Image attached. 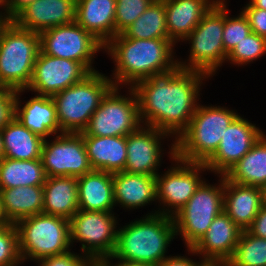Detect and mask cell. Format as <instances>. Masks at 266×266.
<instances>
[{
  "label": "cell",
  "instance_id": "4",
  "mask_svg": "<svg viewBox=\"0 0 266 266\" xmlns=\"http://www.w3.org/2000/svg\"><path fill=\"white\" fill-rule=\"evenodd\" d=\"M238 116L226 107L199 104L188 127L174 141L175 156L205 164L215 154L227 127Z\"/></svg>",
  "mask_w": 266,
  "mask_h": 266
},
{
  "label": "cell",
  "instance_id": "19",
  "mask_svg": "<svg viewBox=\"0 0 266 266\" xmlns=\"http://www.w3.org/2000/svg\"><path fill=\"white\" fill-rule=\"evenodd\" d=\"M76 0H35L12 21L20 28L41 32L75 22Z\"/></svg>",
  "mask_w": 266,
  "mask_h": 266
},
{
  "label": "cell",
  "instance_id": "10",
  "mask_svg": "<svg viewBox=\"0 0 266 266\" xmlns=\"http://www.w3.org/2000/svg\"><path fill=\"white\" fill-rule=\"evenodd\" d=\"M120 88L113 86L107 92L81 135L126 137L142 125L134 90L127 88L130 96L126 97L118 92Z\"/></svg>",
  "mask_w": 266,
  "mask_h": 266
},
{
  "label": "cell",
  "instance_id": "38",
  "mask_svg": "<svg viewBox=\"0 0 266 266\" xmlns=\"http://www.w3.org/2000/svg\"><path fill=\"white\" fill-rule=\"evenodd\" d=\"M37 263L39 266H94V263L83 254L77 255L71 251L44 258Z\"/></svg>",
  "mask_w": 266,
  "mask_h": 266
},
{
  "label": "cell",
  "instance_id": "44",
  "mask_svg": "<svg viewBox=\"0 0 266 266\" xmlns=\"http://www.w3.org/2000/svg\"><path fill=\"white\" fill-rule=\"evenodd\" d=\"M94 266H152V265L139 263V262H130L127 260H118L117 263L111 264L110 260L101 259L94 262Z\"/></svg>",
  "mask_w": 266,
  "mask_h": 266
},
{
  "label": "cell",
  "instance_id": "5",
  "mask_svg": "<svg viewBox=\"0 0 266 266\" xmlns=\"http://www.w3.org/2000/svg\"><path fill=\"white\" fill-rule=\"evenodd\" d=\"M40 51V36L18 27L12 20L0 22V88L26 89Z\"/></svg>",
  "mask_w": 266,
  "mask_h": 266
},
{
  "label": "cell",
  "instance_id": "24",
  "mask_svg": "<svg viewBox=\"0 0 266 266\" xmlns=\"http://www.w3.org/2000/svg\"><path fill=\"white\" fill-rule=\"evenodd\" d=\"M115 204L134 210L157 200L155 176L118 172L113 174Z\"/></svg>",
  "mask_w": 266,
  "mask_h": 266
},
{
  "label": "cell",
  "instance_id": "13",
  "mask_svg": "<svg viewBox=\"0 0 266 266\" xmlns=\"http://www.w3.org/2000/svg\"><path fill=\"white\" fill-rule=\"evenodd\" d=\"M40 50L49 56L74 60L82 63L90 72H95V54L104 45L76 21L52 27L39 34Z\"/></svg>",
  "mask_w": 266,
  "mask_h": 266
},
{
  "label": "cell",
  "instance_id": "12",
  "mask_svg": "<svg viewBox=\"0 0 266 266\" xmlns=\"http://www.w3.org/2000/svg\"><path fill=\"white\" fill-rule=\"evenodd\" d=\"M171 145L168 154L176 165L161 174L162 176L159 173L155 176L157 201L160 206L163 205V209L155 210V213L173 217L186 205L204 181L200 172L206 171V169L208 171V168L204 163H193L179 159L175 156V142Z\"/></svg>",
  "mask_w": 266,
  "mask_h": 266
},
{
  "label": "cell",
  "instance_id": "40",
  "mask_svg": "<svg viewBox=\"0 0 266 266\" xmlns=\"http://www.w3.org/2000/svg\"><path fill=\"white\" fill-rule=\"evenodd\" d=\"M243 8L252 32L266 38V10L253 7L250 3Z\"/></svg>",
  "mask_w": 266,
  "mask_h": 266
},
{
  "label": "cell",
  "instance_id": "43",
  "mask_svg": "<svg viewBox=\"0 0 266 266\" xmlns=\"http://www.w3.org/2000/svg\"><path fill=\"white\" fill-rule=\"evenodd\" d=\"M206 263L203 259L196 262L187 256H167L158 266H203Z\"/></svg>",
  "mask_w": 266,
  "mask_h": 266
},
{
  "label": "cell",
  "instance_id": "29",
  "mask_svg": "<svg viewBox=\"0 0 266 266\" xmlns=\"http://www.w3.org/2000/svg\"><path fill=\"white\" fill-rule=\"evenodd\" d=\"M4 158L13 160L41 159L44 139L23 126L15 117L2 129Z\"/></svg>",
  "mask_w": 266,
  "mask_h": 266
},
{
  "label": "cell",
  "instance_id": "37",
  "mask_svg": "<svg viewBox=\"0 0 266 266\" xmlns=\"http://www.w3.org/2000/svg\"><path fill=\"white\" fill-rule=\"evenodd\" d=\"M21 261L15 225H0V266H18Z\"/></svg>",
  "mask_w": 266,
  "mask_h": 266
},
{
  "label": "cell",
  "instance_id": "25",
  "mask_svg": "<svg viewBox=\"0 0 266 266\" xmlns=\"http://www.w3.org/2000/svg\"><path fill=\"white\" fill-rule=\"evenodd\" d=\"M93 170L118 173L125 169L127 150L124 136L82 135Z\"/></svg>",
  "mask_w": 266,
  "mask_h": 266
},
{
  "label": "cell",
  "instance_id": "46",
  "mask_svg": "<svg viewBox=\"0 0 266 266\" xmlns=\"http://www.w3.org/2000/svg\"><path fill=\"white\" fill-rule=\"evenodd\" d=\"M10 224L5 215H4V212H3V209H2V202H1V196H0V225H8Z\"/></svg>",
  "mask_w": 266,
  "mask_h": 266
},
{
  "label": "cell",
  "instance_id": "16",
  "mask_svg": "<svg viewBox=\"0 0 266 266\" xmlns=\"http://www.w3.org/2000/svg\"><path fill=\"white\" fill-rule=\"evenodd\" d=\"M263 134L259 127L239 115L225 130L215 154L205 163L208 171L218 177L225 175Z\"/></svg>",
  "mask_w": 266,
  "mask_h": 266
},
{
  "label": "cell",
  "instance_id": "30",
  "mask_svg": "<svg viewBox=\"0 0 266 266\" xmlns=\"http://www.w3.org/2000/svg\"><path fill=\"white\" fill-rule=\"evenodd\" d=\"M240 185H266V135L263 134L252 148L224 175Z\"/></svg>",
  "mask_w": 266,
  "mask_h": 266
},
{
  "label": "cell",
  "instance_id": "20",
  "mask_svg": "<svg viewBox=\"0 0 266 266\" xmlns=\"http://www.w3.org/2000/svg\"><path fill=\"white\" fill-rule=\"evenodd\" d=\"M21 92H25V89L17 90L14 117L44 140L53 134H62L58 124L56 105L52 97L35 94V97L25 102L21 108V100H19Z\"/></svg>",
  "mask_w": 266,
  "mask_h": 266
},
{
  "label": "cell",
  "instance_id": "14",
  "mask_svg": "<svg viewBox=\"0 0 266 266\" xmlns=\"http://www.w3.org/2000/svg\"><path fill=\"white\" fill-rule=\"evenodd\" d=\"M44 140L41 161L47 177H80L91 172L83 136L80 133H62Z\"/></svg>",
  "mask_w": 266,
  "mask_h": 266
},
{
  "label": "cell",
  "instance_id": "8",
  "mask_svg": "<svg viewBox=\"0 0 266 266\" xmlns=\"http://www.w3.org/2000/svg\"><path fill=\"white\" fill-rule=\"evenodd\" d=\"M225 21V0H219L201 19L200 23L184 40L189 42L188 62L178 60V68L194 70L214 76L227 55L223 46V29Z\"/></svg>",
  "mask_w": 266,
  "mask_h": 266
},
{
  "label": "cell",
  "instance_id": "26",
  "mask_svg": "<svg viewBox=\"0 0 266 266\" xmlns=\"http://www.w3.org/2000/svg\"><path fill=\"white\" fill-rule=\"evenodd\" d=\"M80 210L113 212V174L92 170L77 178Z\"/></svg>",
  "mask_w": 266,
  "mask_h": 266
},
{
  "label": "cell",
  "instance_id": "7",
  "mask_svg": "<svg viewBox=\"0 0 266 266\" xmlns=\"http://www.w3.org/2000/svg\"><path fill=\"white\" fill-rule=\"evenodd\" d=\"M18 249L22 263L36 262L64 254L71 248L70 220L60 216L36 214L17 221Z\"/></svg>",
  "mask_w": 266,
  "mask_h": 266
},
{
  "label": "cell",
  "instance_id": "36",
  "mask_svg": "<svg viewBox=\"0 0 266 266\" xmlns=\"http://www.w3.org/2000/svg\"><path fill=\"white\" fill-rule=\"evenodd\" d=\"M153 0H116L115 36L122 34L148 8Z\"/></svg>",
  "mask_w": 266,
  "mask_h": 266
},
{
  "label": "cell",
  "instance_id": "50",
  "mask_svg": "<svg viewBox=\"0 0 266 266\" xmlns=\"http://www.w3.org/2000/svg\"><path fill=\"white\" fill-rule=\"evenodd\" d=\"M3 1H4V0H0V6H1V8H2Z\"/></svg>",
  "mask_w": 266,
  "mask_h": 266
},
{
  "label": "cell",
  "instance_id": "15",
  "mask_svg": "<svg viewBox=\"0 0 266 266\" xmlns=\"http://www.w3.org/2000/svg\"><path fill=\"white\" fill-rule=\"evenodd\" d=\"M90 73L80 62L49 56L40 50L31 81L25 90L52 97L82 81Z\"/></svg>",
  "mask_w": 266,
  "mask_h": 266
},
{
  "label": "cell",
  "instance_id": "17",
  "mask_svg": "<svg viewBox=\"0 0 266 266\" xmlns=\"http://www.w3.org/2000/svg\"><path fill=\"white\" fill-rule=\"evenodd\" d=\"M168 136L171 138L168 133L146 125L127 135L124 172L156 176L162 160L161 140Z\"/></svg>",
  "mask_w": 266,
  "mask_h": 266
},
{
  "label": "cell",
  "instance_id": "41",
  "mask_svg": "<svg viewBox=\"0 0 266 266\" xmlns=\"http://www.w3.org/2000/svg\"><path fill=\"white\" fill-rule=\"evenodd\" d=\"M35 0H4L2 8L4 12L0 11L2 20H12L23 8Z\"/></svg>",
  "mask_w": 266,
  "mask_h": 266
},
{
  "label": "cell",
  "instance_id": "35",
  "mask_svg": "<svg viewBox=\"0 0 266 266\" xmlns=\"http://www.w3.org/2000/svg\"><path fill=\"white\" fill-rule=\"evenodd\" d=\"M225 1V21L223 29V46L225 54L228 55L232 49L245 37L252 33L248 18L241 11L237 17L228 16Z\"/></svg>",
  "mask_w": 266,
  "mask_h": 266
},
{
  "label": "cell",
  "instance_id": "1",
  "mask_svg": "<svg viewBox=\"0 0 266 266\" xmlns=\"http://www.w3.org/2000/svg\"><path fill=\"white\" fill-rule=\"evenodd\" d=\"M206 78L205 73L177 68L136 83L132 89L142 125L164 131L176 140L198 108L200 87Z\"/></svg>",
  "mask_w": 266,
  "mask_h": 266
},
{
  "label": "cell",
  "instance_id": "23",
  "mask_svg": "<svg viewBox=\"0 0 266 266\" xmlns=\"http://www.w3.org/2000/svg\"><path fill=\"white\" fill-rule=\"evenodd\" d=\"M116 0H76L75 21L104 46L115 36Z\"/></svg>",
  "mask_w": 266,
  "mask_h": 266
},
{
  "label": "cell",
  "instance_id": "22",
  "mask_svg": "<svg viewBox=\"0 0 266 266\" xmlns=\"http://www.w3.org/2000/svg\"><path fill=\"white\" fill-rule=\"evenodd\" d=\"M261 208V187L240 185L224 176L223 211L242 231L251 225Z\"/></svg>",
  "mask_w": 266,
  "mask_h": 266
},
{
  "label": "cell",
  "instance_id": "18",
  "mask_svg": "<svg viewBox=\"0 0 266 266\" xmlns=\"http://www.w3.org/2000/svg\"><path fill=\"white\" fill-rule=\"evenodd\" d=\"M242 230L223 211L209 226L207 232L192 247L191 254L198 255L206 262L226 263L234 253Z\"/></svg>",
  "mask_w": 266,
  "mask_h": 266
},
{
  "label": "cell",
  "instance_id": "32",
  "mask_svg": "<svg viewBox=\"0 0 266 266\" xmlns=\"http://www.w3.org/2000/svg\"><path fill=\"white\" fill-rule=\"evenodd\" d=\"M122 34L128 39L169 38L164 0H153Z\"/></svg>",
  "mask_w": 266,
  "mask_h": 266
},
{
  "label": "cell",
  "instance_id": "31",
  "mask_svg": "<svg viewBox=\"0 0 266 266\" xmlns=\"http://www.w3.org/2000/svg\"><path fill=\"white\" fill-rule=\"evenodd\" d=\"M47 175L41 159L0 161V190L18 186H43Z\"/></svg>",
  "mask_w": 266,
  "mask_h": 266
},
{
  "label": "cell",
  "instance_id": "27",
  "mask_svg": "<svg viewBox=\"0 0 266 266\" xmlns=\"http://www.w3.org/2000/svg\"><path fill=\"white\" fill-rule=\"evenodd\" d=\"M79 210L76 177H47L43 185L42 213L70 220Z\"/></svg>",
  "mask_w": 266,
  "mask_h": 266
},
{
  "label": "cell",
  "instance_id": "9",
  "mask_svg": "<svg viewBox=\"0 0 266 266\" xmlns=\"http://www.w3.org/2000/svg\"><path fill=\"white\" fill-rule=\"evenodd\" d=\"M220 178L218 186L204 180L186 205L173 216L176 235L182 236L187 248H192L215 217L223 212L224 175Z\"/></svg>",
  "mask_w": 266,
  "mask_h": 266
},
{
  "label": "cell",
  "instance_id": "28",
  "mask_svg": "<svg viewBox=\"0 0 266 266\" xmlns=\"http://www.w3.org/2000/svg\"><path fill=\"white\" fill-rule=\"evenodd\" d=\"M0 196L4 215L10 224L42 213L43 186H18L1 189Z\"/></svg>",
  "mask_w": 266,
  "mask_h": 266
},
{
  "label": "cell",
  "instance_id": "49",
  "mask_svg": "<svg viewBox=\"0 0 266 266\" xmlns=\"http://www.w3.org/2000/svg\"><path fill=\"white\" fill-rule=\"evenodd\" d=\"M203 266H227L224 262H206Z\"/></svg>",
  "mask_w": 266,
  "mask_h": 266
},
{
  "label": "cell",
  "instance_id": "39",
  "mask_svg": "<svg viewBox=\"0 0 266 266\" xmlns=\"http://www.w3.org/2000/svg\"><path fill=\"white\" fill-rule=\"evenodd\" d=\"M17 90L0 88V130L15 116Z\"/></svg>",
  "mask_w": 266,
  "mask_h": 266
},
{
  "label": "cell",
  "instance_id": "45",
  "mask_svg": "<svg viewBox=\"0 0 266 266\" xmlns=\"http://www.w3.org/2000/svg\"><path fill=\"white\" fill-rule=\"evenodd\" d=\"M249 3L253 7L266 10V0H250Z\"/></svg>",
  "mask_w": 266,
  "mask_h": 266
},
{
  "label": "cell",
  "instance_id": "42",
  "mask_svg": "<svg viewBox=\"0 0 266 266\" xmlns=\"http://www.w3.org/2000/svg\"><path fill=\"white\" fill-rule=\"evenodd\" d=\"M246 231L254 236L266 239V208H261Z\"/></svg>",
  "mask_w": 266,
  "mask_h": 266
},
{
  "label": "cell",
  "instance_id": "11",
  "mask_svg": "<svg viewBox=\"0 0 266 266\" xmlns=\"http://www.w3.org/2000/svg\"><path fill=\"white\" fill-rule=\"evenodd\" d=\"M112 212L78 210L70 219V242L81 243L93 263L111 257L117 244V218ZM76 240V241H75Z\"/></svg>",
  "mask_w": 266,
  "mask_h": 266
},
{
  "label": "cell",
  "instance_id": "2",
  "mask_svg": "<svg viewBox=\"0 0 266 266\" xmlns=\"http://www.w3.org/2000/svg\"><path fill=\"white\" fill-rule=\"evenodd\" d=\"M175 44L169 38L128 39L123 34L114 36L104 50L115 64L111 80L114 86L133 87L149 77L175 71L178 61L174 58Z\"/></svg>",
  "mask_w": 266,
  "mask_h": 266
},
{
  "label": "cell",
  "instance_id": "33",
  "mask_svg": "<svg viewBox=\"0 0 266 266\" xmlns=\"http://www.w3.org/2000/svg\"><path fill=\"white\" fill-rule=\"evenodd\" d=\"M227 266H266V239L243 230Z\"/></svg>",
  "mask_w": 266,
  "mask_h": 266
},
{
  "label": "cell",
  "instance_id": "21",
  "mask_svg": "<svg viewBox=\"0 0 266 266\" xmlns=\"http://www.w3.org/2000/svg\"><path fill=\"white\" fill-rule=\"evenodd\" d=\"M219 0H164L169 39L182 42Z\"/></svg>",
  "mask_w": 266,
  "mask_h": 266
},
{
  "label": "cell",
  "instance_id": "6",
  "mask_svg": "<svg viewBox=\"0 0 266 266\" xmlns=\"http://www.w3.org/2000/svg\"><path fill=\"white\" fill-rule=\"evenodd\" d=\"M114 86L110 77L91 72L82 81L52 96L62 133H81Z\"/></svg>",
  "mask_w": 266,
  "mask_h": 266
},
{
  "label": "cell",
  "instance_id": "34",
  "mask_svg": "<svg viewBox=\"0 0 266 266\" xmlns=\"http://www.w3.org/2000/svg\"><path fill=\"white\" fill-rule=\"evenodd\" d=\"M266 54V38L252 32L232 49L226 61L230 64L244 65Z\"/></svg>",
  "mask_w": 266,
  "mask_h": 266
},
{
  "label": "cell",
  "instance_id": "3",
  "mask_svg": "<svg viewBox=\"0 0 266 266\" xmlns=\"http://www.w3.org/2000/svg\"><path fill=\"white\" fill-rule=\"evenodd\" d=\"M175 236L173 217L148 213L142 219L118 228L115 251L107 259L158 266L167 257V247Z\"/></svg>",
  "mask_w": 266,
  "mask_h": 266
},
{
  "label": "cell",
  "instance_id": "48",
  "mask_svg": "<svg viewBox=\"0 0 266 266\" xmlns=\"http://www.w3.org/2000/svg\"><path fill=\"white\" fill-rule=\"evenodd\" d=\"M5 157L3 136L0 130V161Z\"/></svg>",
  "mask_w": 266,
  "mask_h": 266
},
{
  "label": "cell",
  "instance_id": "47",
  "mask_svg": "<svg viewBox=\"0 0 266 266\" xmlns=\"http://www.w3.org/2000/svg\"><path fill=\"white\" fill-rule=\"evenodd\" d=\"M262 208H266V185L261 187Z\"/></svg>",
  "mask_w": 266,
  "mask_h": 266
}]
</instances>
